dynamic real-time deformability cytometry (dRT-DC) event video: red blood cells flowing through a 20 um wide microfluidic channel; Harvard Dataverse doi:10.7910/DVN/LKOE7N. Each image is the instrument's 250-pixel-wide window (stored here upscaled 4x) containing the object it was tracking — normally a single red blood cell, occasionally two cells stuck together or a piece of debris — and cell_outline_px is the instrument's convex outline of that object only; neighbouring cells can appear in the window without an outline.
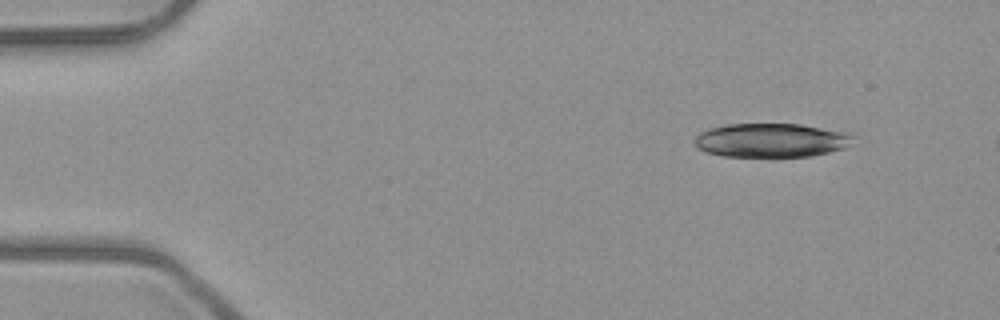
{"species": "common noctule bat (a hibernating species)", "species_latin": "Nyctalus noctula", "temperature_condition": "room temperature", "stored_images_in_passage": 3, "camera_frame_rate_fps": 3000, "um_per_image_px": 0.085, "animal": {"sex": "male", "body_mass_g": 23.1, "forearm_length_mm": 52.7}, "frame": {"image": 1, "passage_image": 1, "time_ms": 0.0, "image_size_px": [1000, 320], "cell_outline_px": [[856, 136], [844, 148], [828, 152], [808, 156], [724, 156], [708, 152], [700, 148], [696, 144], [696, 136], [700, 132], [708, 128], [724, 124], [800, 124], [848, 132]], "centroid_in_image_um": [65.57, 11.9], "position_along_channel_um": 19.4, "area_um2": 31.1}}